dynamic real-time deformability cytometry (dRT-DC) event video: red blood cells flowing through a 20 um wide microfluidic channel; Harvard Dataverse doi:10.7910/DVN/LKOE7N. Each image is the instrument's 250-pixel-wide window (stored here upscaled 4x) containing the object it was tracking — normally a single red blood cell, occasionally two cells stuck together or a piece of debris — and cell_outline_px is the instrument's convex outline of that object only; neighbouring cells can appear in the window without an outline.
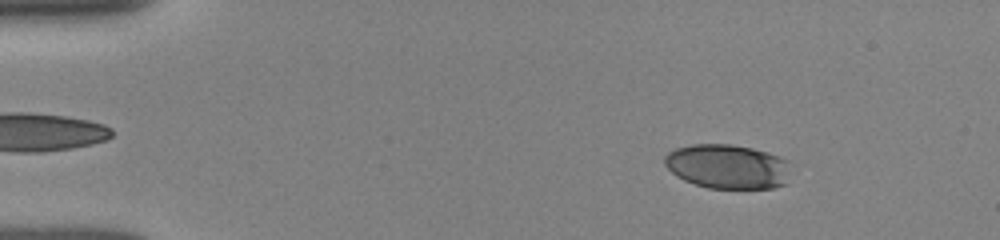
{"species": "human", "species_latin": "Homo sapiens", "temperature_condition": "room temperature", "stored_images_in_passage": 51, "camera_frame_rate_fps": 3000, "um_per_image_px": 0.085, "donor": {"sex": "female"}, "frame": {"image": 1, "passage_image": 7, "time_ms": 2.0, "image_size_px": [1000, 240], "cell_outline_px": [[784, 184], [772, 188], [708, 188], [684, 180], [676, 176], [664, 164], [664, 156], [668, 152], [676, 148], [692, 144], [732, 144], [752, 148], [768, 152], [780, 156], [784, 160]], "centroid_in_image_um": [61.72, 14.14], "position_along_channel_um": 23.3, "area_um2": 32.02}}
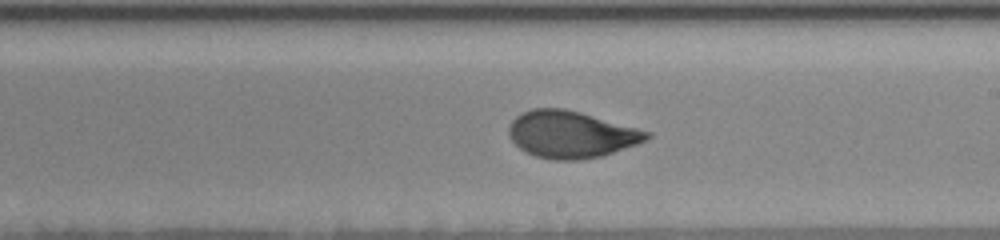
{"frame": {"image": 2, "passage_image": 30, "time_ms": 9.667, "image_size_px": [1000, 240], "cell_outline_px": [[652, 136], [648, 140], [600, 156], [576, 160], [552, 160], [536, 156], [520, 148], [508, 136], [508, 128], [512, 120], [516, 116], [532, 108], [564, 108], [580, 112], [652, 132]], "centroid_in_image_um": [48.54, 11.42], "position_along_channel_um": 240.5, "area_um2": 37.51}}
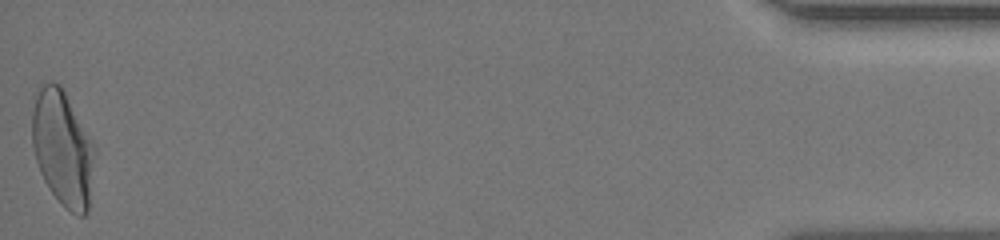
{"frame": {"image": 3, "passage_image": 51, "time_ms": 16.667, "image_size_px": [1000, 240], "cell_outline_px": [[96, 152], [88, 212], [84, 216], [80, 216], [72, 212], [48, 188], [40, 172], [36, 160], [32, 144], [32, 96], [40, 84], [52, 80], [60, 84], [96, 148]], "centroid_in_image_um": [5.31, 12.54], "position_along_channel_um": 429.9, "area_um2": 42.37}, "authors_computed_cell_mechanics": {"area_um2": 36.8186, "velocity_mm_per_s": 3.9624, "shape_relaxation_time_tau1_ms": 4.3285, "shape_relaxation_time_tau2_ms": 0.7723, "deformation_change_tau1": 0.169, "deformation_change_tau2": 0.0576}}